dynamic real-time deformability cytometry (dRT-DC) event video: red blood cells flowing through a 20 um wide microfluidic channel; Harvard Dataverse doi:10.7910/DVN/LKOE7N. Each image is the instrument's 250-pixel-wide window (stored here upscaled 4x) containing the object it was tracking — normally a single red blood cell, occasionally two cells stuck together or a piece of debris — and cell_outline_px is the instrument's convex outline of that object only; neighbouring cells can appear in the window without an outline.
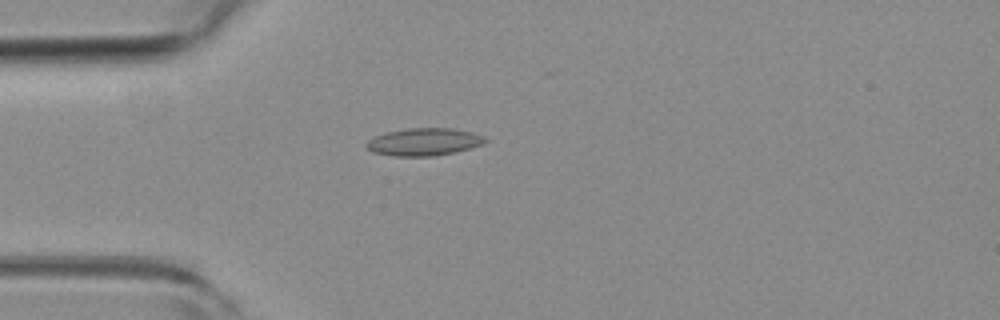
{"species": "common noctule bat (a hibernating species)", "species_latin": "Nyctalus noctula", "temperature_condition": "room temperature", "stored_images_in_passage": 2, "camera_frame_rate_fps": 3000, "um_per_image_px": 0.085, "animal": {"sex": "female", "body_mass_g": 19.3, "forearm_length_mm": 54.1}, "frame": {"image": 1, "passage_image": 2, "time_ms": 0.333, "image_size_px": [1000, 320], "cell_outline_px": [[488, 140], [484, 144], [456, 152], [436, 156], [392, 156], [372, 152], [364, 144], [368, 140], [384, 132], [408, 128], [452, 128], [472, 132], [484, 136]], "centroid_in_image_um": [36.04, 12.06], "position_along_channel_um": 49.0, "area_um2": 19.25}}